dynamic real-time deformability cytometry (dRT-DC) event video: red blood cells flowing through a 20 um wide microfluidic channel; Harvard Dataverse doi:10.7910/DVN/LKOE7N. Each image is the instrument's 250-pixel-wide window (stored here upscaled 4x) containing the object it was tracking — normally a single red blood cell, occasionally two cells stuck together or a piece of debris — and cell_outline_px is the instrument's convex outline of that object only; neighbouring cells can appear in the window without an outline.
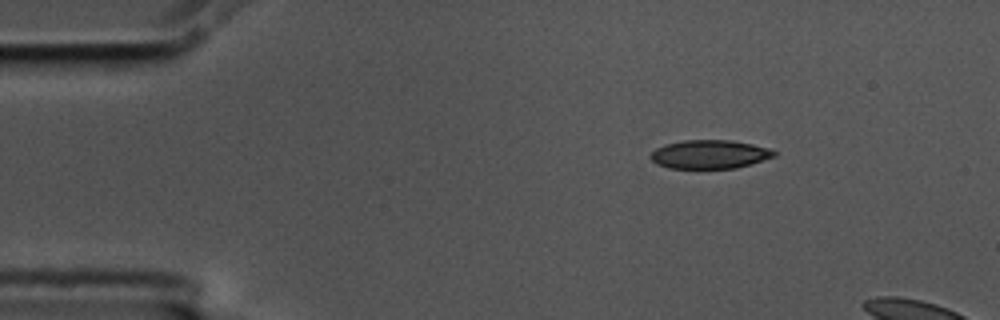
{"species": "common noctule bat (a hibernating species)", "species_latin": "Nyctalus noctula", "temperature_condition": "cold", "stored_images_in_passage": 5, "segment_of_instrument_passage": [2, 2], "camera_frame_rate_fps": 3000, "um_per_image_px": 0.085, "animal": {"sex": "male", "body_mass_g": 17.5, "forearm_length_mm": 52.3}, "frame": {"image": 1, "passage_image": 5, "time_ms": 1.333, "image_size_px": [1000, 320], "cell_outline_px": [[776, 156], [736, 168], [668, 168], [656, 164], [648, 156], [656, 148], [664, 144], [684, 140], [732, 140], [752, 144], [768, 148], [776, 152]], "centroid_in_image_um": [60.28, 13.11], "position_along_channel_um": 24.7, "area_um2": 20.63}}